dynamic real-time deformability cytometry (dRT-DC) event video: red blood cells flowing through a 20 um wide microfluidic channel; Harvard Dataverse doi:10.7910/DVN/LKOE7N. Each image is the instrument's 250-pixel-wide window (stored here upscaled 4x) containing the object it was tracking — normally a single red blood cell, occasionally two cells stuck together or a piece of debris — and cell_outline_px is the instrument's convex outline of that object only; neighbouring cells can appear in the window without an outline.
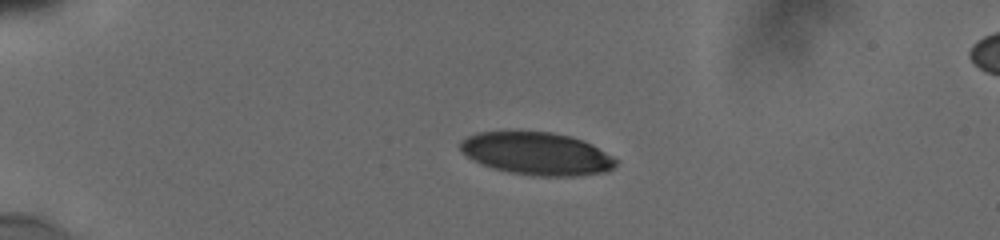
{"species": "human", "species_latin": "Homo sapiens", "temperature_condition": "cold", "stored_images_in_passage": 7, "camera_frame_rate_fps": 3000, "um_per_image_px": 0.085, "donor": {"sex": "male"}, "frame": {"image": 1, "passage_image": 4, "time_ms": 3.667, "image_size_px": [1000, 240], "cell_outline_px": [[616, 164], [612, 168], [604, 172], [576, 176], [540, 176], [512, 172], [496, 168], [484, 164], [468, 156], [460, 148], [460, 144], [468, 136], [476, 132], [516, 128], [552, 132], [572, 136], [584, 140], [592, 144], [612, 156], [616, 160]], "centroid_in_image_um": [45.63, 12.99], "position_along_channel_um": 39.4, "area_um2": 39.13}}